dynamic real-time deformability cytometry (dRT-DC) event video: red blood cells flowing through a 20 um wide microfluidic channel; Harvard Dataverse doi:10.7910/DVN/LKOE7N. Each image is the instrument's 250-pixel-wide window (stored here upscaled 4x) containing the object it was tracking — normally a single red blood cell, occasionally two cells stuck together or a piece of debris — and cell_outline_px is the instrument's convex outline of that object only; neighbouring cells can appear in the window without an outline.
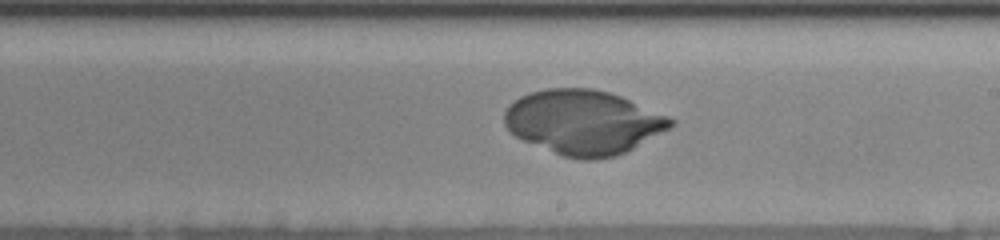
{"species": "human", "species_latin": "Homo sapiens", "temperature_condition": "cold", "stored_images_in_passage": 48, "camera_frame_rate_fps": 3000, "um_per_image_px": 0.085, "donor": {"sex": "female"}, "frame": {"image": 1, "passage_image": 30, "time_ms": 5.0, "image_size_px": [1000, 240], "cell_outline_px": [[676, 124], [632, 148], [616, 156], [596, 160], [580, 160], [564, 156], [524, 140], [516, 136], [504, 124], [504, 112], [520, 96], [532, 92], [548, 88], [592, 88], [608, 92], [620, 96], [668, 116], [676, 120]], "centroid_in_image_um": [49.59, 10.39], "position_along_channel_um": 239.4, "area_um2": 61.73}}
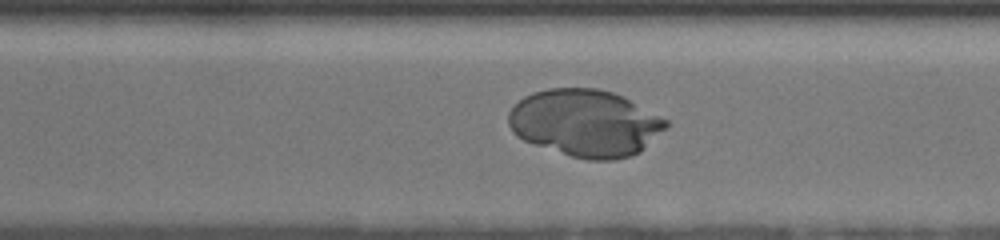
{"frame": {"image": 2, "passage_image": 41, "time_ms": 7.333, "image_size_px": [1000, 240], "cell_outline_px": [[668, 128], [640, 152], [632, 156], [612, 160], [588, 160], [572, 156], [524, 140], [516, 136], [512, 132], [508, 124], [508, 112], [524, 96], [532, 92], [548, 88], [596, 88], [612, 92], [668, 120]], "centroid_in_image_um": [49.75, 10.46], "position_along_channel_um": 320.9, "area_um2": 61.27}}
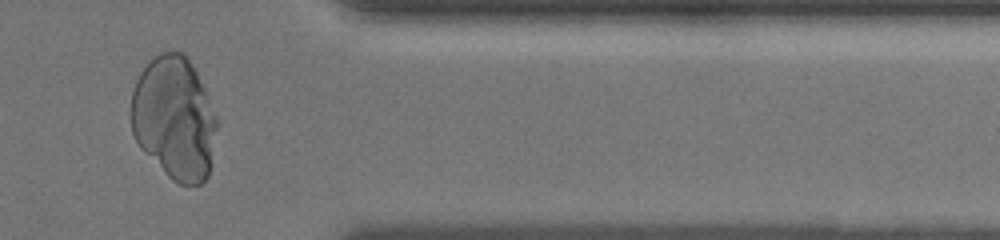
{"frame": {"image": 3, "passage_image": 46, "time_ms": 9.667, "image_size_px": [1000, 240], "cell_outline_px": [[216, 128], [208, 176], [200, 184], [180, 184], [172, 180], [140, 148], [132, 132], [132, 92], [136, 80], [140, 72], [160, 52], [180, 52], [192, 64], [204, 88], [216, 120]], "centroid_in_image_um": [14.79, 10.06], "position_along_channel_um": 396.6, "area_um2": 60.52}}